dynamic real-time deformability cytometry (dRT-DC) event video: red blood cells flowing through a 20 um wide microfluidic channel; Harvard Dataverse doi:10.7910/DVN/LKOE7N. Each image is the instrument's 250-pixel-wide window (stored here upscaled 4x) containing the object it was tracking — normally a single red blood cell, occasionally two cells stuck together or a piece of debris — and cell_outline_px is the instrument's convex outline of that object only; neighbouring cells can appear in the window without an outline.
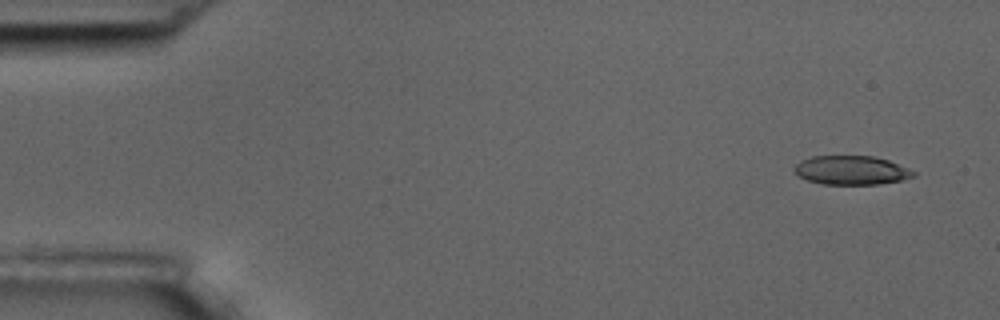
{"species": "common noctule bat (a hibernating species)", "species_latin": "Nyctalus noctula", "temperature_condition": "room temperature", "stored_images_in_passage": 6, "camera_frame_rate_fps": 3000, "um_per_image_px": 0.085, "animal": {"sex": "male", "body_mass_g": 17.5, "forearm_length_mm": 52.3}, "frame": {"image": 1, "passage_image": 1, "time_ms": 0.0, "image_size_px": [1000, 320], "cell_outline_px": [[916, 176], [900, 180], [876, 184], [824, 184], [808, 180], [800, 176], [792, 168], [800, 160], [812, 156], [872, 156], [888, 160], [916, 172]], "centroid_in_image_um": [72.34, 14.46], "position_along_channel_um": 12.7, "area_um2": 19.88}}
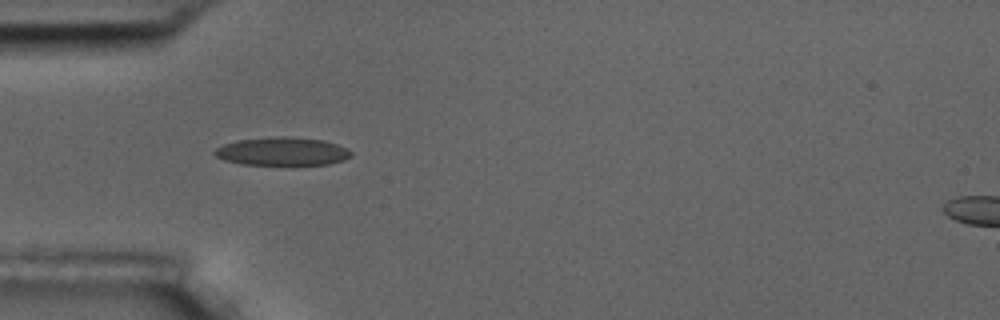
{"frame": {"image": 2, "passage_image": 5, "time_ms": 4.667, "image_size_px": [1000, 320], "cell_outline_px": [[352, 156], [344, 160], [328, 164], [244, 164], [224, 160], [216, 156], [212, 152], [216, 148], [224, 144], [236, 140], [276, 136], [284, 136], [324, 140], [336, 144], [352, 152]], "centroid_in_image_um": [23.97, 12.86], "position_along_channel_um": 61.0, "area_um2": 22.25}}